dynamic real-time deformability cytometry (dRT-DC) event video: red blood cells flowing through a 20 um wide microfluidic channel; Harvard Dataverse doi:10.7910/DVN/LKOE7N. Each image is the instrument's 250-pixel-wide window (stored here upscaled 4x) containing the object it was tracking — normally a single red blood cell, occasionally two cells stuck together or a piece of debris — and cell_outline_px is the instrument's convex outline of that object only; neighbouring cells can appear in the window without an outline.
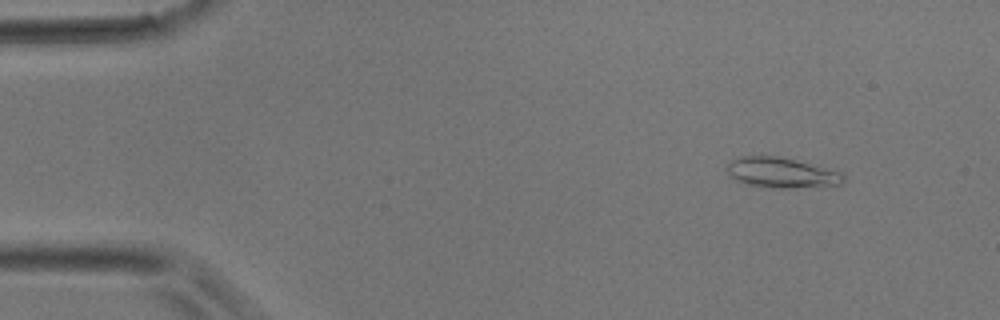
{"species": "common noctule bat (a hibernating species)", "species_latin": "Nyctalus noctula", "temperature_condition": "room temperature", "stored_images_in_passage": 4, "camera_frame_rate_fps": 3000, "um_per_image_px": 0.085, "animal": {"sex": "male", "body_mass_g": 17.9}, "frame": {"image": 1, "passage_image": 2, "time_ms": 0.333, "image_size_px": [1000, 320], "cell_outline_px": [[844, 180], [840, 184], [792, 188], [772, 188], [748, 184], [736, 180], [728, 176], [728, 160], [740, 156], [776, 156], [820, 164], [844, 172]], "centroid_in_image_um": [66.47, 14.66], "position_along_channel_um": 18.5, "area_um2": 20.98}}